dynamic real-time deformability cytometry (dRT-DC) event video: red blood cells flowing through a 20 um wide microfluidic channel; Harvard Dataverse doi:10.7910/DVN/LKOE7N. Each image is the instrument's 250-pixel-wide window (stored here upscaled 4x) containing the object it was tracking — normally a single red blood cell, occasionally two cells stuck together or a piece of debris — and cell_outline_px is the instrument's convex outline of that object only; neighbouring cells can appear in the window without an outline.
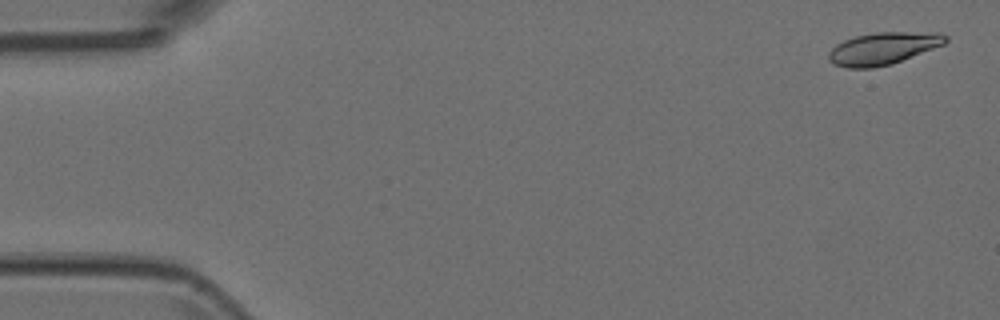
{"species": "Egyptian fruit bat (a non-hibernating species)", "species_latin": "Rousettus aegyptiacus", "temperature_condition": "room temperature", "stored_images_in_passage": 5, "camera_frame_rate_fps": 3000, "um_per_image_px": 0.085, "animal": {"sex": "female"}, "frame": {"image": 1, "passage_image": 1, "time_ms": 0.0, "image_size_px": [1000, 320], "cell_outline_px": [[948, 40], [944, 44], [892, 64], [872, 68], [848, 68], [836, 64], [828, 60], [828, 52], [836, 44], [844, 40], [856, 36], [876, 32], [940, 32], [948, 36]], "centroid_in_image_um": [75.08, 4.11], "position_along_channel_um": 9.9, "area_um2": 21.96}}
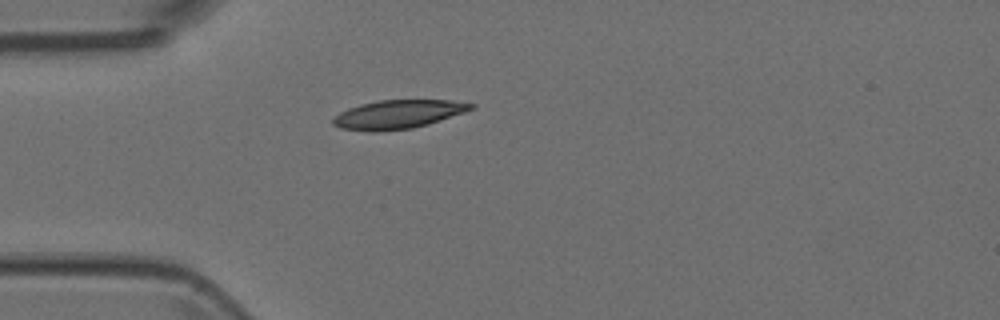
{"frame": {"image": 2, "passage_image": 5, "time_ms": 1.333, "image_size_px": [1000, 320], "cell_outline_px": [[476, 108], [428, 124], [412, 128], [376, 132], [372, 132], [340, 128], [332, 124], [332, 120], [340, 112], [348, 108], [360, 104], [376, 100], [452, 100], [476, 104]], "centroid_in_image_um": [33.83, 9.71], "position_along_channel_um": 51.2, "area_um2": 23.12}}